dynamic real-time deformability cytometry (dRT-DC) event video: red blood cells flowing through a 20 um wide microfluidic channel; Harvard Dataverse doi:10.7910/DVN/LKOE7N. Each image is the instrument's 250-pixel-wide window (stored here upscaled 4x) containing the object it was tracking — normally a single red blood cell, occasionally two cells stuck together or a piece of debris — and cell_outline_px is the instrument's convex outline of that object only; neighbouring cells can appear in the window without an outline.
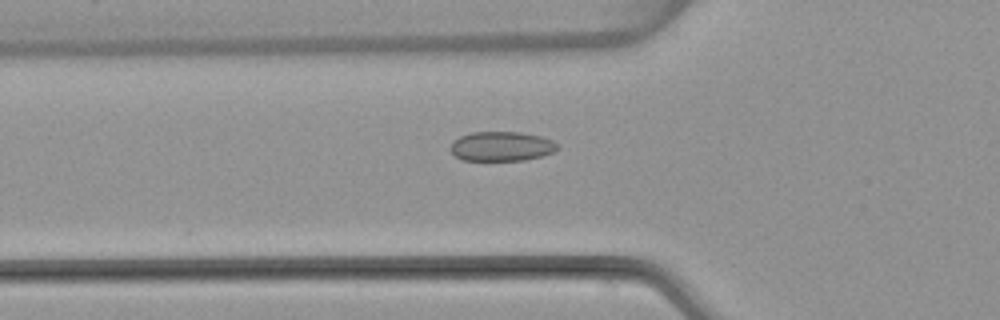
{"species": "common noctule bat (a hibernating species)", "species_latin": "Nyctalus noctula", "temperature_condition": "warm", "stored_images_in_passage": 51, "camera_frame_rate_fps": 3000, "um_per_image_px": 0.085, "animal": {"sex": "female", "body_mass_g": 22.7, "forearm_length_mm": 54.2}, "frame": {"image": 1, "passage_image": 18, "time_ms": 5.667, "image_size_px": [1000, 320], "cell_outline_px": [[560, 148], [552, 152], [540, 156], [524, 160], [464, 160], [456, 156], [448, 148], [460, 136], [472, 132], [520, 132], [540, 136], [552, 140], [560, 144]], "centroid_in_image_um": [42.66, 12.43], "position_along_channel_um": 83.1, "area_um2": 18.32}}
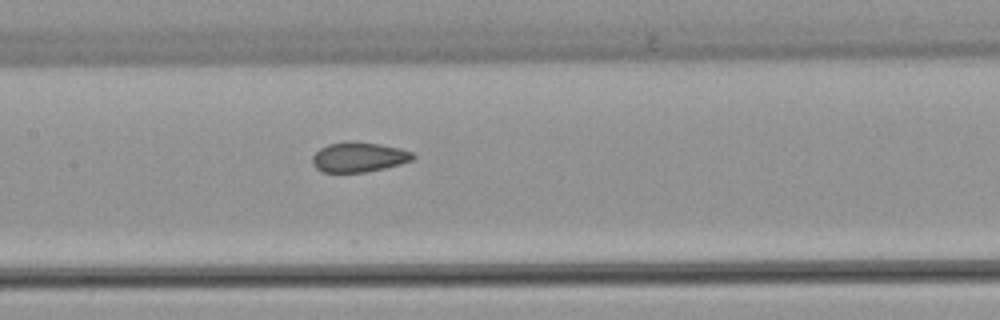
{"frame": {"image": 2, "passage_image": 25, "time_ms": 8.0, "image_size_px": [1000, 320], "cell_outline_px": [[416, 156], [412, 160], [400, 164], [384, 168], [364, 172], [324, 172], [316, 168], [312, 164], [312, 156], [320, 148], [328, 144], [352, 140], [380, 144], [400, 148], [412, 152]], "centroid_in_image_um": [30.49, 13.34], "position_along_channel_um": 176.9, "area_um2": 17.57}}
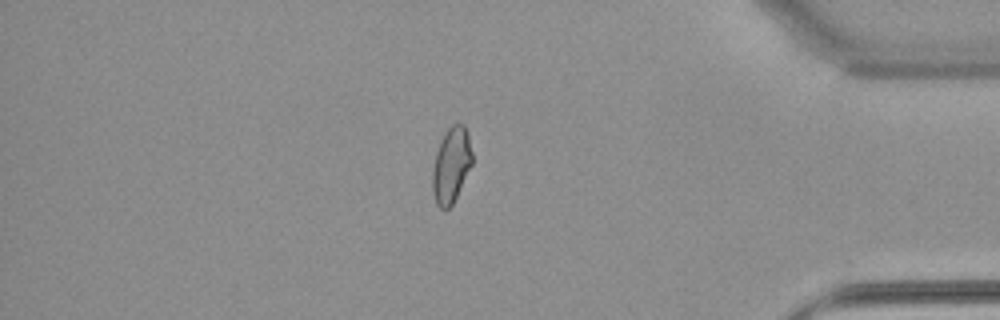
{"frame": {"image": 3, "passage_image": 44, "time_ms": 14.333, "image_size_px": [1000, 320], "cell_outline_px": [[472, 164], [452, 204], [448, 208], [440, 208], [436, 204], [432, 192], [432, 172], [436, 152], [440, 140], [448, 128], [452, 124], [464, 124], [468, 132], [472, 152]], "centroid_in_image_um": [38.35, 14.01], "position_along_channel_um": 396.9, "area_um2": 17.4}, "authors_computed_cell_mechanics": {"area_um2": 18.0914, "velocity_mm_per_s": 3.9849, "shape_relaxation_time_tau1_ms": null, "shape_relaxation_time_tau2_ms": 1.1753, "deformation_change_tau1": null, "deformation_change_tau2": 0.049}}